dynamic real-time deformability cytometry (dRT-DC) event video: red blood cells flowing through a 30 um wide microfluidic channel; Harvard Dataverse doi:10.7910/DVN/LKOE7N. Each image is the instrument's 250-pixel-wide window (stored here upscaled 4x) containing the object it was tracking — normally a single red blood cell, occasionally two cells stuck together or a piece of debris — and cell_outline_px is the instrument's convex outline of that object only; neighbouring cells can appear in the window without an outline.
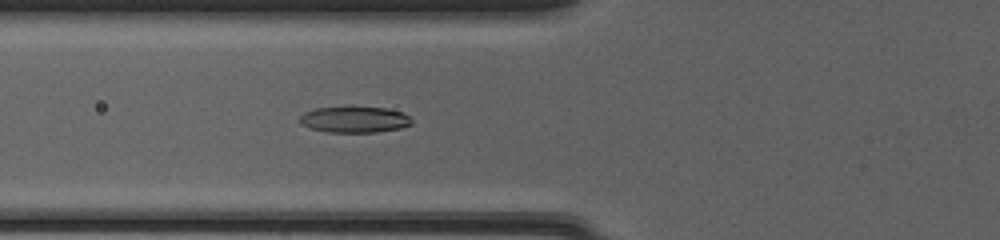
{"species": "common noctule bat (a hibernating species)", "species_latin": "Nyctalus noctula", "temperature_condition": "cold", "stored_images_in_passage": 34, "camera_frame_rate_fps": 3000, "um_per_image_px": 0.085, "animal": {"sex": "female", "body_mass_g": 20.0, "forearm_length_mm": 54.0}, "frame": {"image": 1, "passage_image": 4, "time_ms": 1.0, "image_size_px": [1000, 240], "cell_outline_px": [[412, 124], [400, 128], [376, 132], [328, 132], [308, 128], [300, 124], [300, 116], [304, 112], [316, 108], [352, 104], [384, 108], [400, 112], [408, 116], [412, 120]], "centroid_in_image_um": [30.08, 10.12], "position_along_channel_um": 95.7, "area_um2": 17.69}}
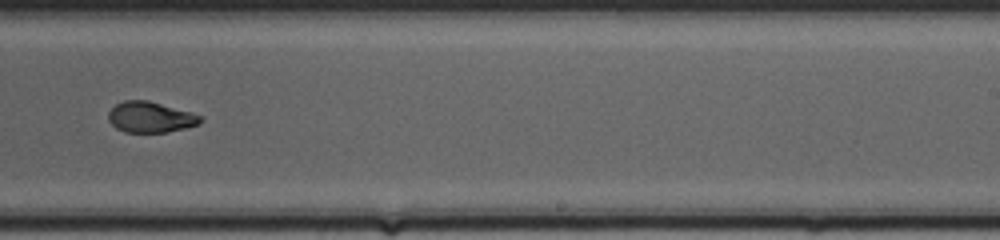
{"frame": {"image": 2, "passage_image": 17, "time_ms": 5.333, "image_size_px": [1000, 240], "cell_outline_px": [[204, 120], [200, 124], [184, 128], [164, 132], [124, 132], [116, 128], [108, 120], [108, 112], [116, 104], [124, 100], [148, 100], [192, 112], [204, 116]], "centroid_in_image_um": [12.81, 9.95], "position_along_channel_um": 276.2, "area_um2": 16.65}}
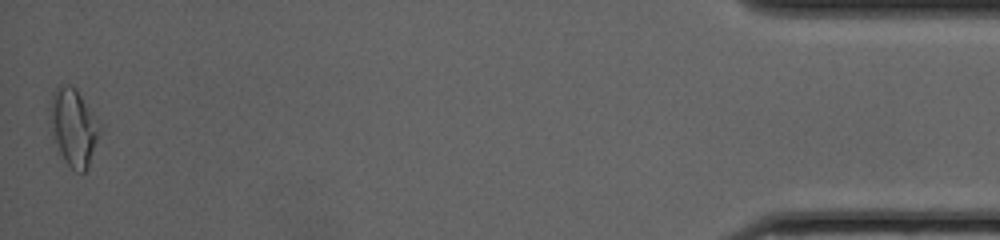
{"frame": {"image": 3, "passage_image": 34, "time_ms": 11.0, "image_size_px": [1000, 240], "cell_outline_px": [[100, 128], [88, 168], [84, 172], [76, 172], [56, 152], [52, 136], [48, 108], [52, 92], [60, 84], [68, 84], [76, 88], [100, 124]], "centroid_in_image_um": [6.18, 10.8], "position_along_channel_um": 429.0, "area_um2": 22.6}, "authors_computed_cell_mechanics": {"area_um2": 17.2244, "velocity_mm_per_s": 4.1573, "shape_relaxation_time_tau1_ms": null, "shape_relaxation_time_tau2_ms": 1.7165, "deformation_change_tau1": null, "deformation_change_tau2": 0.0647}}